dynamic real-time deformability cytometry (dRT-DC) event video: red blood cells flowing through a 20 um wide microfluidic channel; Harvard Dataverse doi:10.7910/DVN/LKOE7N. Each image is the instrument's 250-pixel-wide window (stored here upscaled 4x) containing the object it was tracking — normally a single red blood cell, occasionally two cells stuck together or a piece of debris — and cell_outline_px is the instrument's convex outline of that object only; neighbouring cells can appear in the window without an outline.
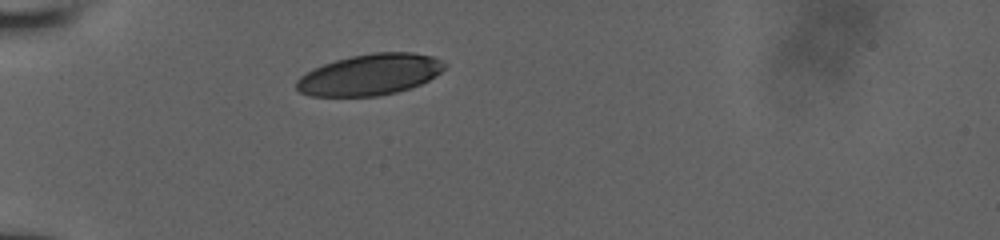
{"species": "human", "species_latin": "Homo sapiens", "temperature_condition": "room temperature", "stored_images_in_passage": 3, "camera_frame_rate_fps": 3000, "um_per_image_px": 0.085, "donor": {"sex": "male"}, "frame": {"image": 1, "passage_image": 1, "time_ms": 0.0, "image_size_px": [1000, 240], "cell_outline_px": [[448, 64], [436, 76], [420, 84], [396, 92], [376, 96], [312, 96], [300, 92], [296, 88], [296, 80], [300, 76], [312, 68], [336, 60], [352, 56], [372, 52], [412, 52], [432, 56]], "centroid_in_image_um": [31.43, 6.34], "position_along_channel_um": 53.6, "area_um2": 35.43}}